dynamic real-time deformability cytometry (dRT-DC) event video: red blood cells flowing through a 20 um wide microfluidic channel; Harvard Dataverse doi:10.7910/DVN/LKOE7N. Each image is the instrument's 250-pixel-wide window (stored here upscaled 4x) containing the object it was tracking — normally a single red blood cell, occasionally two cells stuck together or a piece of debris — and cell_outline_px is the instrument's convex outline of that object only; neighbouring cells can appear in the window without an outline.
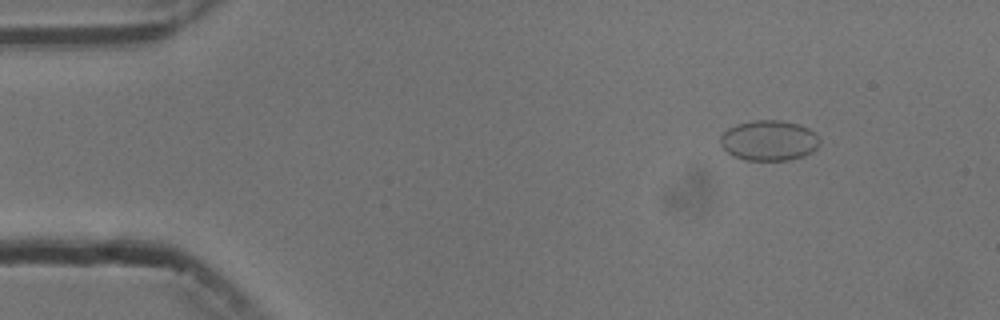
{"species": "common noctule bat (a hibernating species)", "species_latin": "Nyctalus noctula", "temperature_condition": "cold", "stored_images_in_passage": 49, "camera_frame_rate_fps": 3000, "um_per_image_px": 0.085, "animal": {"sex": "male", "body_mass_g": 13.3}, "frame": {"image": 1, "passage_image": 1, "time_ms": 0.0, "image_size_px": [1000, 320], "cell_outline_px": [[820, 144], [812, 152], [804, 156], [788, 160], [744, 160], [732, 156], [720, 144], [720, 136], [728, 128], [736, 124], [752, 120], [780, 120], [800, 124], [808, 128], [820, 140]], "centroid_in_image_um": [65.35, 11.94], "position_along_channel_um": 19.7, "area_um2": 23.47}}
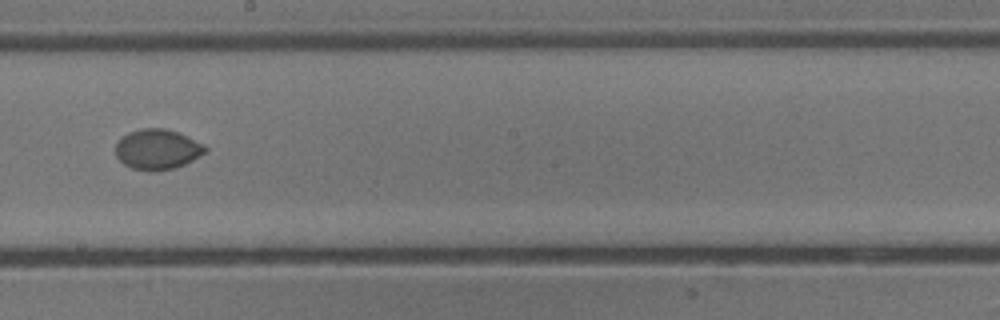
{"frame": {"image": 2, "passage_image": 25, "time_ms": 8.0, "image_size_px": [1000, 320], "cell_outline_px": [[208, 148], [200, 156], [176, 168], [148, 172], [132, 168], [124, 164], [116, 156], [116, 140], [128, 132], [140, 128], [164, 128], [176, 132], [204, 144]], "centroid_in_image_um": [13.34, 12.7], "position_along_channel_um": 234.9, "area_um2": 21.1}}
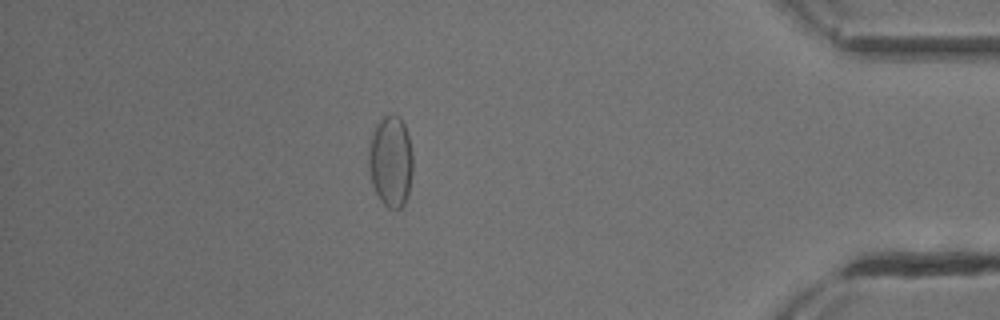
{"frame": {"image": 3, "passage_image": 42, "time_ms": 13.667, "image_size_px": [1000, 320], "cell_outline_px": [[412, 172], [408, 192], [404, 204], [396, 212], [388, 208], [380, 200], [372, 184], [368, 168], [368, 144], [376, 124], [384, 116], [400, 116], [404, 124], [408, 136], [412, 152]], "centroid_in_image_um": [33.19, 13.74], "position_along_channel_um": 402.0, "area_um2": 23.64}}